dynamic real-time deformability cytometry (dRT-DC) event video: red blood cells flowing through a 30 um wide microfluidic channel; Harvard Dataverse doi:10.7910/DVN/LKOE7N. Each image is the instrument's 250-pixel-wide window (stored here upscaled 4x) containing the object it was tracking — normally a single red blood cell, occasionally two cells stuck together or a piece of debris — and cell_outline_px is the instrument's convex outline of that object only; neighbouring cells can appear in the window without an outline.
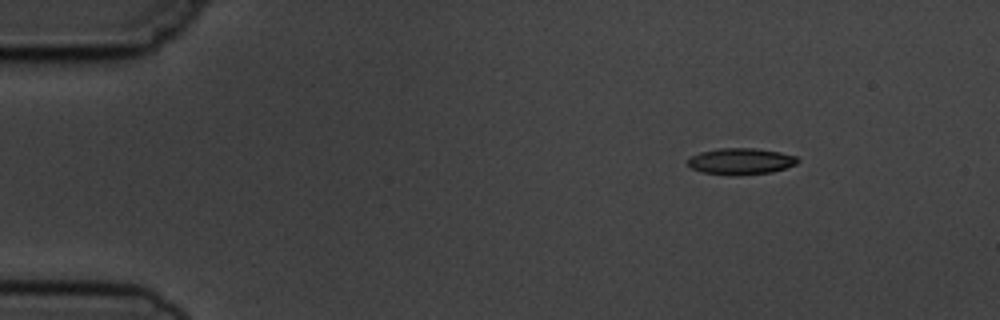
{"species": "common noctule bat (a hibernating species)", "species_latin": "Nyctalus noctula", "temperature_condition": "cold", "stored_images_in_passage": 8, "camera_frame_rate_fps": 3000, "um_per_image_px": 0.085, "animal": {"sex": "male", "body_mass_g": 19.5, "forearm_length_mm": 54.6}, "frame": {"image": 1, "passage_image": 1, "time_ms": 0.0, "image_size_px": [1000, 320], "cell_outline_px": [[800, 160], [796, 164], [772, 172], [736, 176], [704, 172], [692, 168], [688, 164], [688, 160], [692, 156], [700, 152], [720, 148], [752, 148], [780, 152], [796, 156]], "centroid_in_image_um": [62.99, 13.71], "position_along_channel_um": 22.0, "area_um2": 16.76}}
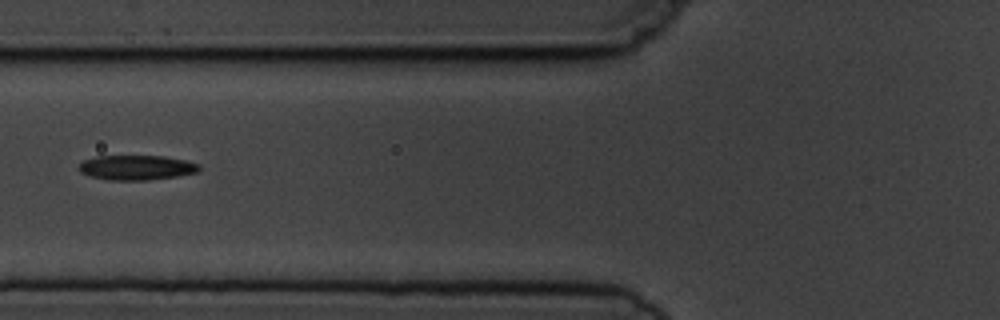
{"frame": {"image": 2, "passage_image": 5, "time_ms": 4.667, "image_size_px": [1000, 320], "cell_outline_px": [[200, 172], [176, 176], [148, 180], [108, 180], [88, 176], [80, 172], [80, 164], [84, 160], [96, 156], [164, 156], [184, 160], [200, 164]], "centroid_in_image_um": [11.62, 14.25], "position_along_channel_um": 114.2, "area_um2": 17.4}}
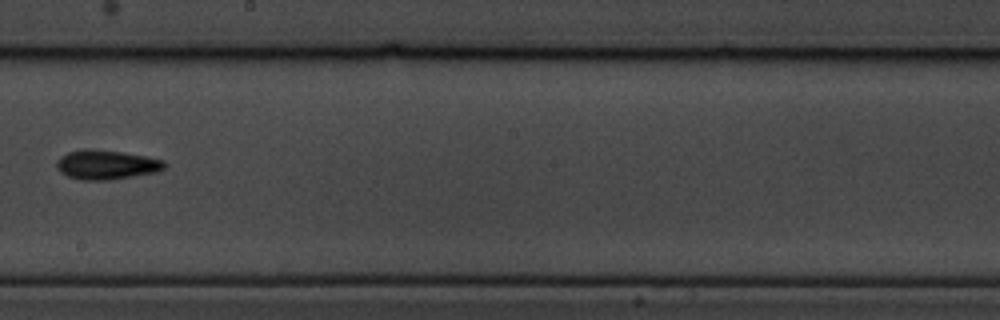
{"frame": {"image": 3, "passage_image": 8, "time_ms": 8.0, "image_size_px": [1000, 320], "cell_outline_px": [[168, 164], [164, 168], [156, 172], [108, 180], [80, 180], [68, 176], [60, 172], [56, 168], [56, 160], [60, 156], [68, 152], [120, 152], [144, 156], [164, 160]], "centroid_in_image_um": [9.06, 14.05], "position_along_channel_um": 239.1, "area_um2": 17.69}}